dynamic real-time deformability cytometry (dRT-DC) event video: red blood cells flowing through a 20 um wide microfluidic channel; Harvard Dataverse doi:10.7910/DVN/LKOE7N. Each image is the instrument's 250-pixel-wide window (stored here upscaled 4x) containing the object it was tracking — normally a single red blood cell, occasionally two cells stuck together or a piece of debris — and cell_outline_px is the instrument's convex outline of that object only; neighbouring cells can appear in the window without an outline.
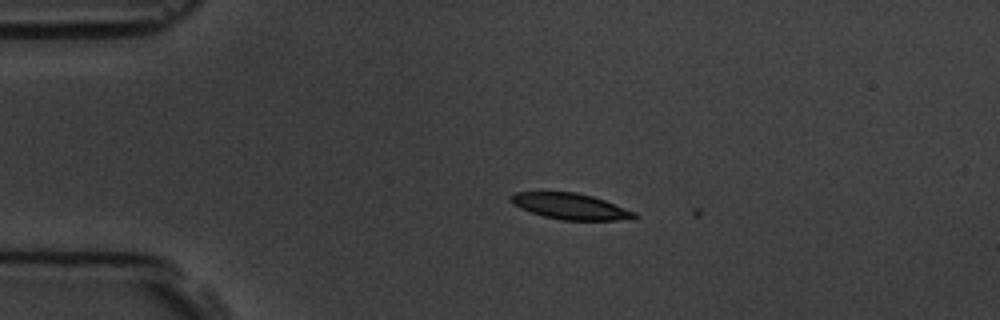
{"species": "common noctule bat (a hibernating species)", "species_latin": "Nyctalus noctula", "temperature_condition": "room temperature", "stored_images_in_passage": 4, "camera_frame_rate_fps": 3000, "um_per_image_px": 0.085, "animal": {"sex": "male", "body_mass_g": 19.5, "forearm_length_mm": 54.6}, "frame": {"image": 1, "passage_image": 2, "time_ms": 2.0, "image_size_px": [1000, 320], "cell_outline_px": [[636, 216], [632, 220], [560, 220], [544, 216], [520, 208], [512, 204], [508, 200], [508, 196], [516, 192], [576, 192], [592, 196], [604, 200], [636, 212]], "centroid_in_image_um": [48.46, 17.54], "position_along_channel_um": 36.5, "area_um2": 18.79}}